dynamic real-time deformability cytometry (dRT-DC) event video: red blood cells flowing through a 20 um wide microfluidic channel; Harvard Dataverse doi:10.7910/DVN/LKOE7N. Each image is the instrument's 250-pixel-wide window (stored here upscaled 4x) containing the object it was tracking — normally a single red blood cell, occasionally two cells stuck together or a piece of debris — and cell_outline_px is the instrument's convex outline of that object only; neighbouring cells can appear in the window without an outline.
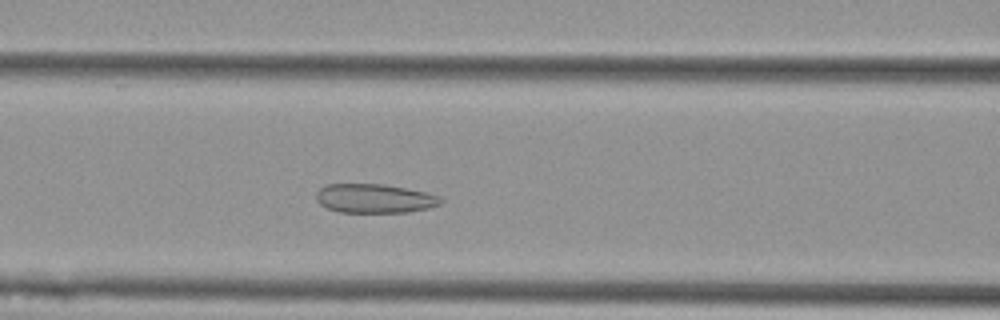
{"species": "Egyptian fruit bat (a non-hibernating species)", "species_latin": "Rousettus aegyptiacus", "temperature_condition": "cold", "stored_images_in_passage": 48, "camera_frame_rate_fps": 3000, "um_per_image_px": 0.085, "animal": {"sex": "female"}, "frame": {"image": 1, "passage_image": 15, "time_ms": 4.667, "image_size_px": [1000, 320], "cell_outline_px": [[444, 204], [428, 208], [404, 212], [340, 212], [328, 208], [320, 204], [316, 200], [316, 192], [320, 188], [328, 184], [384, 184], [424, 192], [440, 196], [444, 200]], "centroid_in_image_um": [31.85, 16.87], "position_along_channel_um": 134.7, "area_um2": 21.04}}
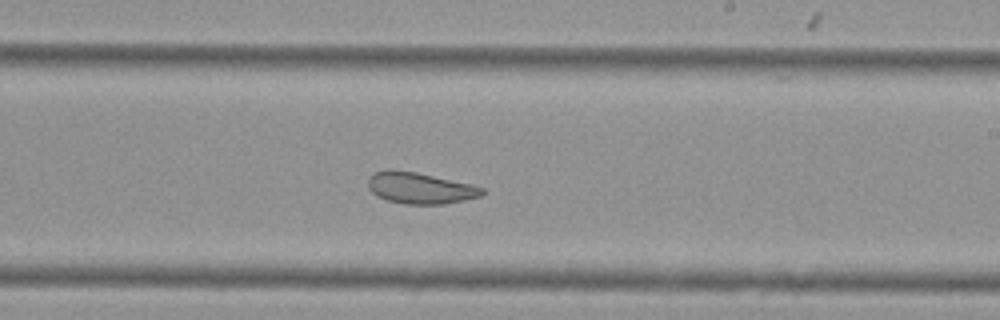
{"frame": {"image": 2, "passage_image": 25, "time_ms": 8.0, "image_size_px": [1000, 320], "cell_outline_px": [[488, 192], [480, 196], [464, 200], [444, 204], [404, 204], [388, 200], [376, 196], [368, 188], [368, 180], [376, 172], [392, 168], [416, 172], [468, 184], [484, 188]], "centroid_in_image_um": [35.7, 15.99], "position_along_channel_um": 253.3, "area_um2": 20.69}}
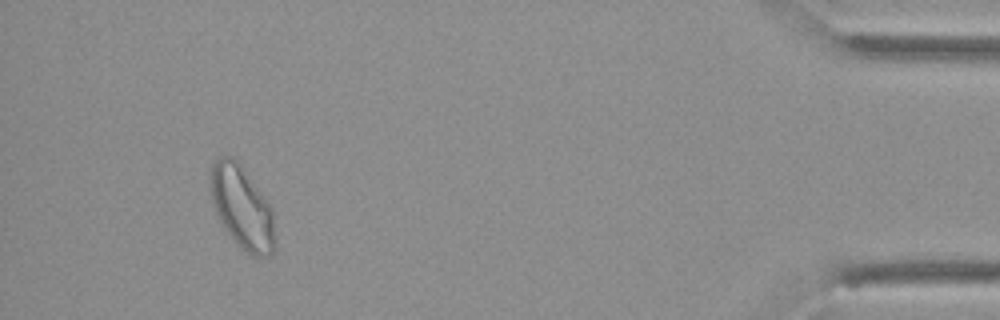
{"frame": {"image": 3, "passage_image": 44, "time_ms": 14.333, "image_size_px": [1000, 320], "cell_outline_px": [[276, 248], [268, 256], [252, 256], [244, 252], [240, 248], [228, 232], [220, 220], [216, 212], [212, 200], [208, 184], [208, 176], [212, 164], [220, 156], [232, 156], [240, 164], [264, 196], [272, 208], [276, 236]], "centroid_in_image_um": [20.57, 17.64], "position_along_channel_um": 414.6, "area_um2": 31.44}, "authors_computed_cell_mechanics": {"area_um2": 24.2471, "velocity_mm_per_s": 3.5796, "shape_relaxation_time_tau1_ms": null, "shape_relaxation_time_tau2_ms": 1.7616, "deformation_change_tau1": null, "deformation_change_tau2": 0.0713}}